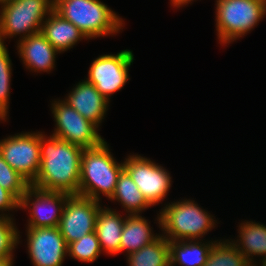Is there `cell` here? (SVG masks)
Instances as JSON below:
<instances>
[{"label":"cell","instance_id":"24","mask_svg":"<svg viewBox=\"0 0 266 266\" xmlns=\"http://www.w3.org/2000/svg\"><path fill=\"white\" fill-rule=\"evenodd\" d=\"M12 63L5 44L0 43V121L7 120Z\"/></svg>","mask_w":266,"mask_h":266},{"label":"cell","instance_id":"21","mask_svg":"<svg viewBox=\"0 0 266 266\" xmlns=\"http://www.w3.org/2000/svg\"><path fill=\"white\" fill-rule=\"evenodd\" d=\"M109 200L120 202L128 215L141 214L145 209L151 207L125 170L120 173L115 192Z\"/></svg>","mask_w":266,"mask_h":266},{"label":"cell","instance_id":"10","mask_svg":"<svg viewBox=\"0 0 266 266\" xmlns=\"http://www.w3.org/2000/svg\"><path fill=\"white\" fill-rule=\"evenodd\" d=\"M134 55L129 49L117 54L100 55L91 63L86 80L110 101L112 94L121 90L129 78V67Z\"/></svg>","mask_w":266,"mask_h":266},{"label":"cell","instance_id":"31","mask_svg":"<svg viewBox=\"0 0 266 266\" xmlns=\"http://www.w3.org/2000/svg\"><path fill=\"white\" fill-rule=\"evenodd\" d=\"M256 260H247L244 266H258Z\"/></svg>","mask_w":266,"mask_h":266},{"label":"cell","instance_id":"3","mask_svg":"<svg viewBox=\"0 0 266 266\" xmlns=\"http://www.w3.org/2000/svg\"><path fill=\"white\" fill-rule=\"evenodd\" d=\"M53 10L73 23L87 39L117 35L125 25L124 20L100 0H54Z\"/></svg>","mask_w":266,"mask_h":266},{"label":"cell","instance_id":"30","mask_svg":"<svg viewBox=\"0 0 266 266\" xmlns=\"http://www.w3.org/2000/svg\"><path fill=\"white\" fill-rule=\"evenodd\" d=\"M13 259L14 256L8 257V258H1L0 259V266H13Z\"/></svg>","mask_w":266,"mask_h":266},{"label":"cell","instance_id":"2","mask_svg":"<svg viewBox=\"0 0 266 266\" xmlns=\"http://www.w3.org/2000/svg\"><path fill=\"white\" fill-rule=\"evenodd\" d=\"M104 141L100 146L83 149L78 195L101 201L100 194L110 199L115 192L124 163L116 162Z\"/></svg>","mask_w":266,"mask_h":266},{"label":"cell","instance_id":"22","mask_svg":"<svg viewBox=\"0 0 266 266\" xmlns=\"http://www.w3.org/2000/svg\"><path fill=\"white\" fill-rule=\"evenodd\" d=\"M129 266H170L168 239L162 234L152 243L127 254Z\"/></svg>","mask_w":266,"mask_h":266},{"label":"cell","instance_id":"26","mask_svg":"<svg viewBox=\"0 0 266 266\" xmlns=\"http://www.w3.org/2000/svg\"><path fill=\"white\" fill-rule=\"evenodd\" d=\"M0 185L11 192L19 201L30 184L15 171L0 154Z\"/></svg>","mask_w":266,"mask_h":266},{"label":"cell","instance_id":"18","mask_svg":"<svg viewBox=\"0 0 266 266\" xmlns=\"http://www.w3.org/2000/svg\"><path fill=\"white\" fill-rule=\"evenodd\" d=\"M149 224L140 214L127 215L121 233L120 252L130 254L155 241L160 233L155 235Z\"/></svg>","mask_w":266,"mask_h":266},{"label":"cell","instance_id":"7","mask_svg":"<svg viewBox=\"0 0 266 266\" xmlns=\"http://www.w3.org/2000/svg\"><path fill=\"white\" fill-rule=\"evenodd\" d=\"M51 111L55 121V136L84 149L100 146L105 140L98 134V126L84 118L63 100L52 101Z\"/></svg>","mask_w":266,"mask_h":266},{"label":"cell","instance_id":"25","mask_svg":"<svg viewBox=\"0 0 266 266\" xmlns=\"http://www.w3.org/2000/svg\"><path fill=\"white\" fill-rule=\"evenodd\" d=\"M101 253L102 250L99 245V240L94 231L70 243L68 245L67 256L84 263H93Z\"/></svg>","mask_w":266,"mask_h":266},{"label":"cell","instance_id":"11","mask_svg":"<svg viewBox=\"0 0 266 266\" xmlns=\"http://www.w3.org/2000/svg\"><path fill=\"white\" fill-rule=\"evenodd\" d=\"M100 202L80 195H70L65 202L59 230L69 245L95 231Z\"/></svg>","mask_w":266,"mask_h":266},{"label":"cell","instance_id":"32","mask_svg":"<svg viewBox=\"0 0 266 266\" xmlns=\"http://www.w3.org/2000/svg\"><path fill=\"white\" fill-rule=\"evenodd\" d=\"M262 264L261 266H266V258H264L262 261H260Z\"/></svg>","mask_w":266,"mask_h":266},{"label":"cell","instance_id":"4","mask_svg":"<svg viewBox=\"0 0 266 266\" xmlns=\"http://www.w3.org/2000/svg\"><path fill=\"white\" fill-rule=\"evenodd\" d=\"M157 216L162 235L171 241L201 240L216 226L214 216L190 199L166 204Z\"/></svg>","mask_w":266,"mask_h":266},{"label":"cell","instance_id":"13","mask_svg":"<svg viewBox=\"0 0 266 266\" xmlns=\"http://www.w3.org/2000/svg\"><path fill=\"white\" fill-rule=\"evenodd\" d=\"M27 250L34 266H62L68 244L59 227H27Z\"/></svg>","mask_w":266,"mask_h":266},{"label":"cell","instance_id":"1","mask_svg":"<svg viewBox=\"0 0 266 266\" xmlns=\"http://www.w3.org/2000/svg\"><path fill=\"white\" fill-rule=\"evenodd\" d=\"M82 147L40 132L41 165L31 186L78 195Z\"/></svg>","mask_w":266,"mask_h":266},{"label":"cell","instance_id":"17","mask_svg":"<svg viewBox=\"0 0 266 266\" xmlns=\"http://www.w3.org/2000/svg\"><path fill=\"white\" fill-rule=\"evenodd\" d=\"M125 219L126 216L123 218L114 209L107 207L99 209L96 217L95 233L102 252L112 256L120 253L121 233Z\"/></svg>","mask_w":266,"mask_h":266},{"label":"cell","instance_id":"27","mask_svg":"<svg viewBox=\"0 0 266 266\" xmlns=\"http://www.w3.org/2000/svg\"><path fill=\"white\" fill-rule=\"evenodd\" d=\"M12 217H0V259L13 256L20 243V232Z\"/></svg>","mask_w":266,"mask_h":266},{"label":"cell","instance_id":"8","mask_svg":"<svg viewBox=\"0 0 266 266\" xmlns=\"http://www.w3.org/2000/svg\"><path fill=\"white\" fill-rule=\"evenodd\" d=\"M0 154L31 185L41 165L40 132L17 133L0 140Z\"/></svg>","mask_w":266,"mask_h":266},{"label":"cell","instance_id":"20","mask_svg":"<svg viewBox=\"0 0 266 266\" xmlns=\"http://www.w3.org/2000/svg\"><path fill=\"white\" fill-rule=\"evenodd\" d=\"M238 233L237 240H230L247 260H253L255 256L262 257L260 260L266 258V225L244 221L240 223Z\"/></svg>","mask_w":266,"mask_h":266},{"label":"cell","instance_id":"6","mask_svg":"<svg viewBox=\"0 0 266 266\" xmlns=\"http://www.w3.org/2000/svg\"><path fill=\"white\" fill-rule=\"evenodd\" d=\"M0 43L19 35V40L41 32L53 11L54 0H5L0 4Z\"/></svg>","mask_w":266,"mask_h":266},{"label":"cell","instance_id":"16","mask_svg":"<svg viewBox=\"0 0 266 266\" xmlns=\"http://www.w3.org/2000/svg\"><path fill=\"white\" fill-rule=\"evenodd\" d=\"M41 33L59 53L73 48L83 39L88 40L73 23L62 18L54 10L43 22Z\"/></svg>","mask_w":266,"mask_h":266},{"label":"cell","instance_id":"29","mask_svg":"<svg viewBox=\"0 0 266 266\" xmlns=\"http://www.w3.org/2000/svg\"><path fill=\"white\" fill-rule=\"evenodd\" d=\"M170 1H171L172 6L180 8L184 5L191 3L194 0H170Z\"/></svg>","mask_w":266,"mask_h":266},{"label":"cell","instance_id":"5","mask_svg":"<svg viewBox=\"0 0 266 266\" xmlns=\"http://www.w3.org/2000/svg\"><path fill=\"white\" fill-rule=\"evenodd\" d=\"M216 31L219 44L245 36L265 17L266 0H216Z\"/></svg>","mask_w":266,"mask_h":266},{"label":"cell","instance_id":"9","mask_svg":"<svg viewBox=\"0 0 266 266\" xmlns=\"http://www.w3.org/2000/svg\"><path fill=\"white\" fill-rule=\"evenodd\" d=\"M123 163L124 170L151 206L159 204L166 198L172 186V177L163 166L138 154L129 155Z\"/></svg>","mask_w":266,"mask_h":266},{"label":"cell","instance_id":"28","mask_svg":"<svg viewBox=\"0 0 266 266\" xmlns=\"http://www.w3.org/2000/svg\"><path fill=\"white\" fill-rule=\"evenodd\" d=\"M20 201L8 190L4 189L0 185V217H11L4 213V211H13L14 209H19Z\"/></svg>","mask_w":266,"mask_h":266},{"label":"cell","instance_id":"19","mask_svg":"<svg viewBox=\"0 0 266 266\" xmlns=\"http://www.w3.org/2000/svg\"><path fill=\"white\" fill-rule=\"evenodd\" d=\"M202 241V242H201ZM216 241L168 240L170 250V266H204L208 254Z\"/></svg>","mask_w":266,"mask_h":266},{"label":"cell","instance_id":"14","mask_svg":"<svg viewBox=\"0 0 266 266\" xmlns=\"http://www.w3.org/2000/svg\"><path fill=\"white\" fill-rule=\"evenodd\" d=\"M63 101L98 127L109 107V100L87 80L78 82Z\"/></svg>","mask_w":266,"mask_h":266},{"label":"cell","instance_id":"12","mask_svg":"<svg viewBox=\"0 0 266 266\" xmlns=\"http://www.w3.org/2000/svg\"><path fill=\"white\" fill-rule=\"evenodd\" d=\"M69 196L64 192L44 191L30 185L19 204V209L30 210L27 227H58Z\"/></svg>","mask_w":266,"mask_h":266},{"label":"cell","instance_id":"15","mask_svg":"<svg viewBox=\"0 0 266 266\" xmlns=\"http://www.w3.org/2000/svg\"><path fill=\"white\" fill-rule=\"evenodd\" d=\"M19 58L33 72H50L59 53L41 33H35L17 42Z\"/></svg>","mask_w":266,"mask_h":266},{"label":"cell","instance_id":"23","mask_svg":"<svg viewBox=\"0 0 266 266\" xmlns=\"http://www.w3.org/2000/svg\"><path fill=\"white\" fill-rule=\"evenodd\" d=\"M246 261L232 241L220 239L213 244L204 266H244Z\"/></svg>","mask_w":266,"mask_h":266}]
</instances>
